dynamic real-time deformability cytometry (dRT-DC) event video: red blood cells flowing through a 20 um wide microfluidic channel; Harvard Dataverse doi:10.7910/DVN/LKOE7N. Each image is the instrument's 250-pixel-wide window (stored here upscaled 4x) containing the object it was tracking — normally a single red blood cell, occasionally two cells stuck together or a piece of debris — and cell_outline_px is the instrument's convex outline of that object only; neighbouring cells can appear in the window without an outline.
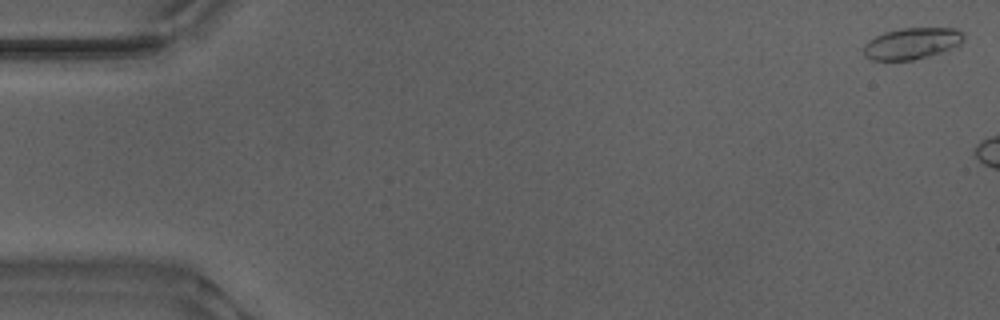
{"species": "Egyptian fruit bat (a non-hibernating species)", "species_latin": "Rousettus aegyptiacus", "temperature_condition": "warm", "stored_images_in_passage": 6, "camera_frame_rate_fps": 3000, "um_per_image_px": 0.085, "animal": {"sex": "male"}, "frame": {"image": 1, "passage_image": 1, "time_ms": 0.0, "image_size_px": [1000, 320], "cell_outline_px": [[964, 40], [960, 44], [940, 52], [912, 60], [872, 60], [864, 56], [864, 44], [868, 40], [884, 32], [900, 28], [956, 28], [964, 32]], "centroid_in_image_um": [77.5, 3.68], "position_along_channel_um": 7.5, "area_um2": 18.26}}